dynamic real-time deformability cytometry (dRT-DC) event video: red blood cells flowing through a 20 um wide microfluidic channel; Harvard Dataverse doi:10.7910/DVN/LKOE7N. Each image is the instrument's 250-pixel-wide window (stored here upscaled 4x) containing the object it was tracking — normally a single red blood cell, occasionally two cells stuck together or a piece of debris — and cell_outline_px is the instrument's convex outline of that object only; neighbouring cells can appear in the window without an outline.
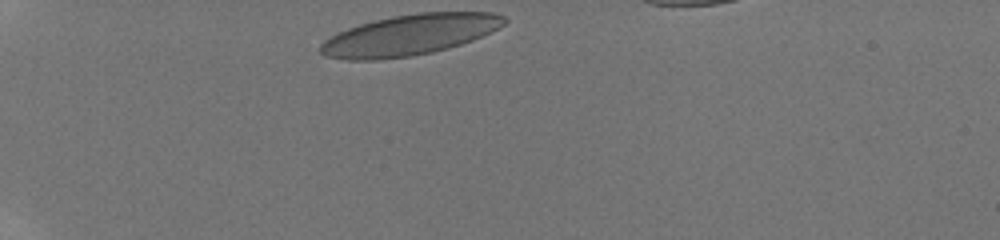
{"species": "human", "species_latin": "Homo sapiens", "temperature_condition": "room temperature", "stored_images_in_passage": 21, "camera_frame_rate_fps": 3000, "um_per_image_px": 0.085, "donor": {"sex": "male"}, "frame": {"image": 1, "passage_image": 1, "time_ms": 0.0, "image_size_px": [1000, 240], "cell_outline_px": [[508, 20], [504, 24], [492, 32], [472, 40], [448, 48], [432, 52], [412, 56], [376, 60], [348, 60], [324, 56], [320, 52], [320, 44], [324, 40], [348, 28], [360, 24], [392, 16], [420, 12], [492, 12], [504, 16]], "centroid_in_image_um": [34.83, 2.97], "position_along_channel_um": 50.2, "area_um2": 43.52}}
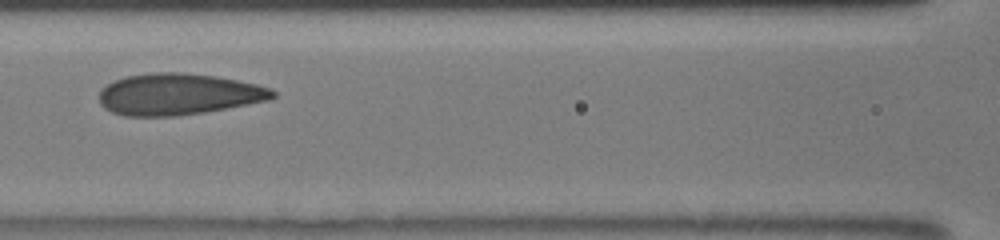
{"frame": {"image": 2, "passage_image": 8, "time_ms": 3.667, "image_size_px": [1000, 240], "cell_outline_px": [[276, 96], [268, 100], [204, 112], [176, 116], [124, 116], [112, 112], [104, 108], [100, 104], [100, 88], [124, 76], [152, 72], [180, 72], [216, 76], [256, 84], [272, 88], [276, 92]], "centroid_in_image_um": [15.14, 8.0], "position_along_channel_um": 151.5, "area_um2": 41.96}}
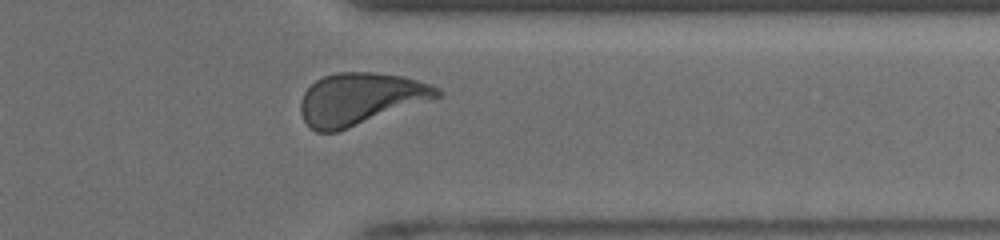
{"frame": {"image": 3, "passage_image": 19, "time_ms": 9.333, "image_size_px": [1000, 240], "cell_outline_px": [[444, 92], [440, 96], [336, 132], [316, 132], [304, 120], [300, 112], [300, 104], [304, 92], [316, 80], [324, 76], [336, 72], [372, 72], [404, 76], [432, 84], [440, 88]], "centroid_in_image_um": [30.62, 8.38], "position_along_channel_um": 380.8, "area_um2": 40.92}, "authors_computed_cell_mechanics": {"area_um2": 41.8472, "velocity_mm_per_s": 4.0495, "shape_relaxation_time_tau1_ms": 5.6396, "shape_relaxation_time_tau2_ms": 0.6731, "deformation_change_tau1": 0.1717, "deformation_change_tau2": 0.0583}}